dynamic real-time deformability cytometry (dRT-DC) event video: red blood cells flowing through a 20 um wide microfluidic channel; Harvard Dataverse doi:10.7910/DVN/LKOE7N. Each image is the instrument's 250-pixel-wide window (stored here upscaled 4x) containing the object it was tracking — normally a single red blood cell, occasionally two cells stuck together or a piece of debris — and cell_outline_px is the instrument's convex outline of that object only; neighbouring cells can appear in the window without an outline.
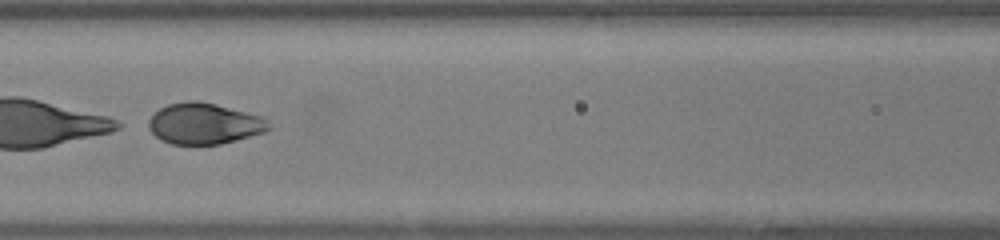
{"species": "human", "species_latin": "Homo sapiens", "temperature_condition": "warm", "stored_images_in_passage": 43, "segment_of_instrument_passage": [2, 2], "camera_frame_rate_fps": 3000, "um_per_image_px": 0.085, "donor": {"sex": "female"}, "frame": {"image": 1, "passage_image": 19, "time_ms": 6.0, "image_size_px": [1000, 240], "cell_outline_px": [[272, 128], [264, 132], [236, 140], [220, 144], [172, 144], [160, 140], [148, 128], [148, 120], [160, 108], [168, 104], [188, 100], [200, 100], [264, 116], [268, 120]], "centroid_in_image_um": [17.38, 10.49], "position_along_channel_um": 149.2, "area_um2": 28.96}}
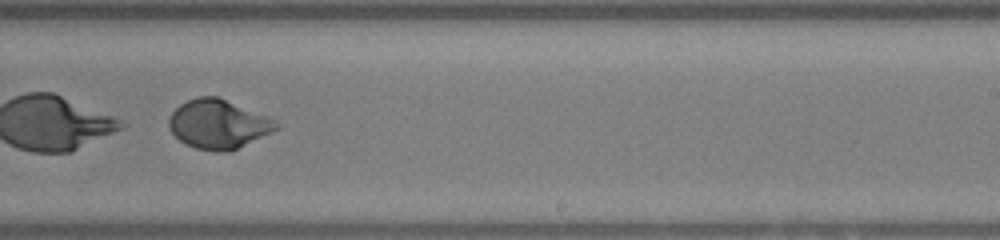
{"frame": {"image": 2, "passage_image": 27, "time_ms": 8.667, "image_size_px": [1000, 240], "cell_outline_px": [[280, 128], [272, 132], [228, 152], [216, 152], [196, 148], [184, 144], [168, 128], [168, 120], [172, 112], [180, 104], [188, 100], [200, 96], [220, 96], [276, 120]], "centroid_in_image_um": [18.55, 10.54], "position_along_channel_um": 270.5, "area_um2": 30.75}}
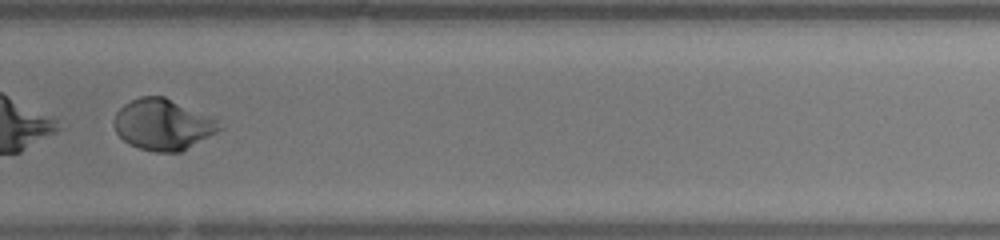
{"frame": {"image": 3, "passage_image": 30, "time_ms": 9.667, "image_size_px": [1000, 240], "cell_outline_px": [[224, 128], [180, 152], [156, 152], [140, 148], [128, 144], [116, 132], [116, 112], [124, 104], [140, 96], [164, 96], [216, 120]], "centroid_in_image_um": [13.83, 10.59], "position_along_channel_um": 316.0, "area_um2": 30.63}}